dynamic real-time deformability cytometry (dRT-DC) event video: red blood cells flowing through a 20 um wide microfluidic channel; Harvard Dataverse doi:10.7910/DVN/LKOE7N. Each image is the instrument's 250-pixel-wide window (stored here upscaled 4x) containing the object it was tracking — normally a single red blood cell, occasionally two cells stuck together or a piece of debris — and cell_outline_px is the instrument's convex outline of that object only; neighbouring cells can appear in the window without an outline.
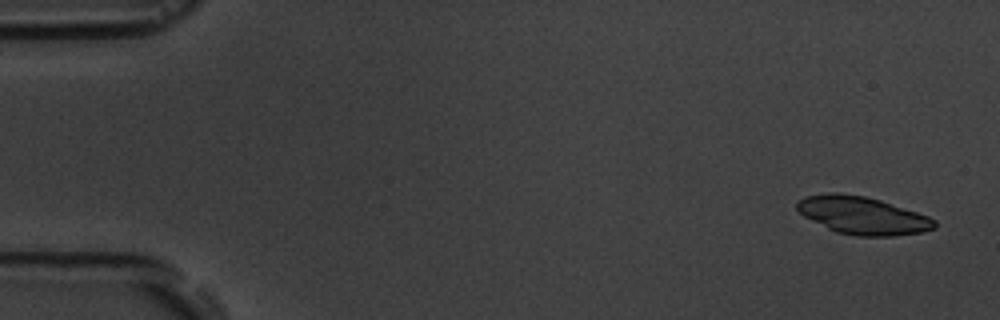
{"species": "common noctule bat (a hibernating species)", "species_latin": "Nyctalus noctula", "temperature_condition": "room temperature", "stored_images_in_passage": 5, "camera_frame_rate_fps": 3000, "um_per_image_px": 0.085, "animal": {"sex": "male", "body_mass_g": 19.5, "forearm_length_mm": 54.6}, "frame": {"image": 1, "passage_image": 1, "time_ms": 0.0, "image_size_px": [1000, 320], "cell_outline_px": [[936, 228], [920, 232], [892, 236], [856, 236], [836, 232], [804, 216], [796, 208], [796, 204], [804, 196], [828, 192], [836, 192], [864, 196], [880, 200], [928, 216], [936, 220]], "centroid_in_image_um": [73.3, 18.31], "position_along_channel_um": 11.7, "area_um2": 30.0}}
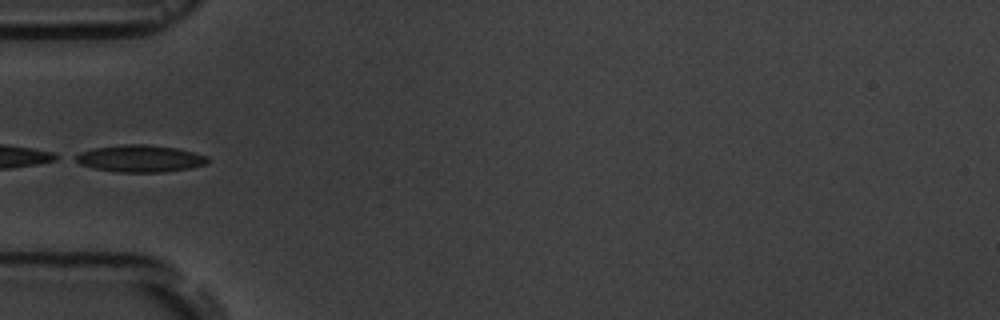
{"frame": {"image": 2, "passage_image": 5, "time_ms": 5.333, "image_size_px": [1000, 320], "cell_outline_px": [[208, 160], [204, 164], [192, 168], [164, 172], [116, 172], [92, 168], [80, 164], [72, 160], [72, 156], [80, 152], [92, 148], [124, 144], [148, 144], [176, 148], [208, 156]], "centroid_in_image_um": [11.83, 13.47], "position_along_channel_um": 73.2, "area_um2": 21.04}}